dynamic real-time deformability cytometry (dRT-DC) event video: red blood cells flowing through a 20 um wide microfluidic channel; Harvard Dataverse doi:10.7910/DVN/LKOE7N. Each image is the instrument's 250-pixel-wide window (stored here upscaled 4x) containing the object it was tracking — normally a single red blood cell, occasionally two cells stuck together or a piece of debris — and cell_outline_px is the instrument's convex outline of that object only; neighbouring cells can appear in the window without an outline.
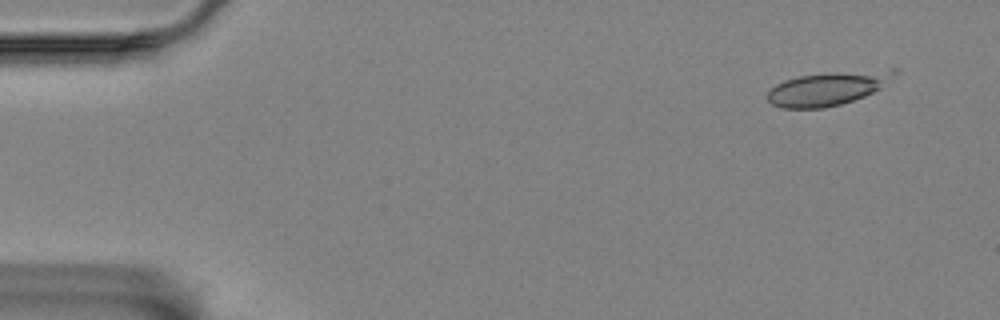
{"species": "Egyptian fruit bat (a non-hibernating species)", "species_latin": "Rousettus aegyptiacus", "temperature_condition": "room temperature", "stored_images_in_passage": 54, "camera_frame_rate_fps": 3000, "um_per_image_px": 0.085, "animal": {"sex": "female"}, "frame": {"image": 1, "passage_image": 1, "time_ms": 0.0, "image_size_px": [1000, 320], "cell_outline_px": [[900, 72], [880, 88], [864, 96], [840, 104], [824, 108], [784, 108], [772, 104], [764, 96], [776, 84], [784, 80], [800, 76], [824, 72], [892, 68], [900, 68]], "centroid_in_image_um": [70.42, 7.48], "position_along_channel_um": 14.6, "area_um2": 25.26}}
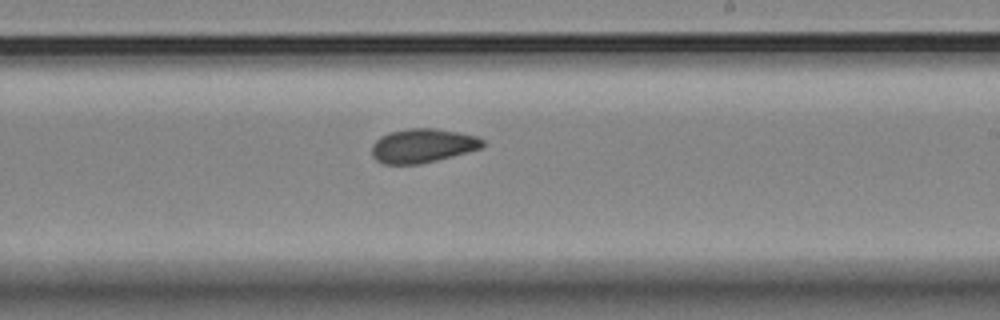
{"frame": {"image": 2, "passage_image": 31, "time_ms": 10.0, "image_size_px": [1000, 320], "cell_outline_px": [[484, 148], [420, 164], [384, 164], [376, 160], [372, 156], [372, 144], [380, 136], [388, 132], [408, 128], [436, 128], [476, 136], [484, 140]], "centroid_in_image_um": [35.91, 12.38], "position_along_channel_um": 253.1, "area_um2": 22.08}}
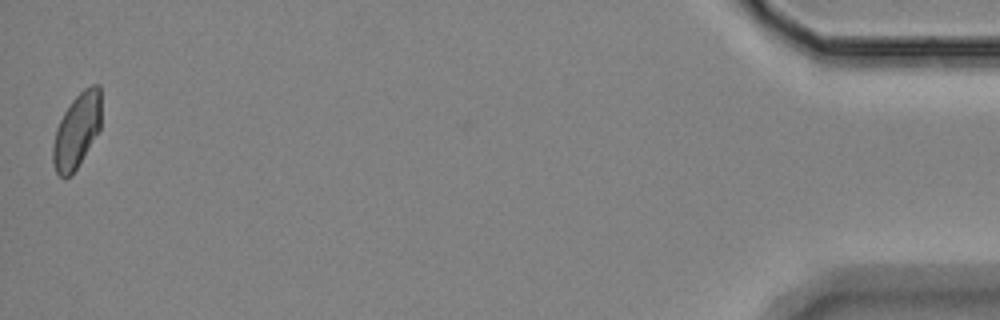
{"frame": {"image": 3, "passage_image": 54, "time_ms": 17.667, "image_size_px": [1000, 320], "cell_outline_px": [[100, 128], [72, 176], [64, 180], [56, 172], [52, 160], [52, 148], [56, 128], [64, 112], [72, 100], [84, 88], [92, 84], [100, 84]], "centroid_in_image_um": [6.51, 11.13], "position_along_channel_um": 428.7, "area_um2": 20.98}, "authors_computed_cell_mechanics": {"area_um2": 21.8773, "velocity_mm_per_s": 3.4358, "shape_relaxation_time_tau1_ms": 7.7448, "shape_relaxation_time_tau2_ms": 3.125, "deformation_change_tau1": 0.1298, "deformation_change_tau2": 0.0748}}